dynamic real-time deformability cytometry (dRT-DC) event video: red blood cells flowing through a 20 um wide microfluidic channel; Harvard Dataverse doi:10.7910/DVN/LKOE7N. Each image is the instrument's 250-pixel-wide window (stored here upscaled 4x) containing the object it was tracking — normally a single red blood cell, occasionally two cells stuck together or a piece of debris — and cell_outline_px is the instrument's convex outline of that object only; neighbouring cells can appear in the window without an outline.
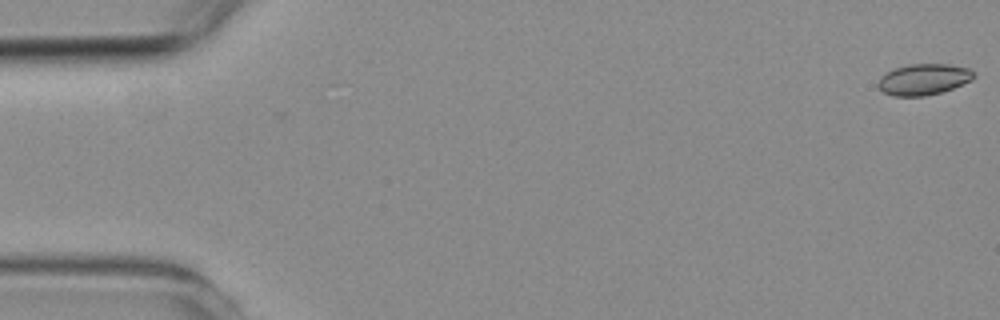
{"species": "common noctule bat (a hibernating species)", "species_latin": "Nyctalus noctula", "temperature_condition": "room temperature", "stored_images_in_passage": 2, "camera_frame_rate_fps": 3000, "um_per_image_px": 0.085, "animal": {"sex": "female", "body_mass_g": 19.3, "forearm_length_mm": 54.1}, "frame": {"image": 1, "passage_image": 2, "time_ms": 1.333, "image_size_px": [1000, 320], "cell_outline_px": [[976, 76], [972, 80], [952, 88], [940, 92], [924, 96], [892, 96], [884, 92], [876, 84], [880, 76], [896, 68], [908, 64], [948, 64], [968, 68]], "centroid_in_image_um": [78.49, 6.74], "position_along_channel_um": 6.5, "area_um2": 17.22}}